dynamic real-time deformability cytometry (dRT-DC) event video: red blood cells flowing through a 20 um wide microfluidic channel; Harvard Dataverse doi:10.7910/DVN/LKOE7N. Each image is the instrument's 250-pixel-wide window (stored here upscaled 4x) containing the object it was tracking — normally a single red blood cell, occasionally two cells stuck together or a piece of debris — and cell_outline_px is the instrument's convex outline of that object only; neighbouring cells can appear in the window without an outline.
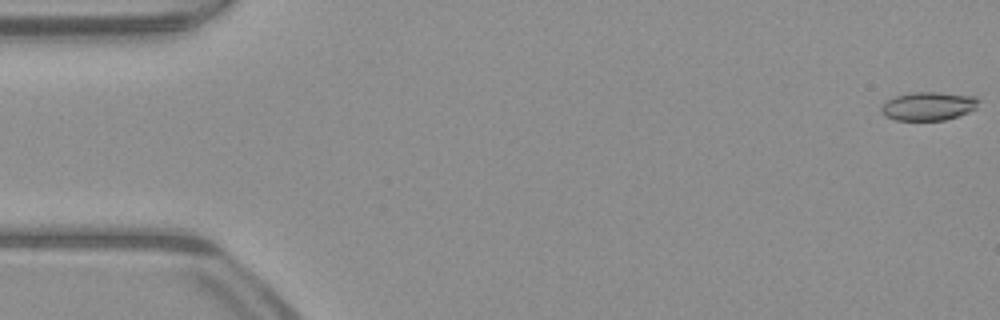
{"species": "common noctule bat (a hibernating species)", "species_latin": "Nyctalus noctula", "temperature_condition": "warm", "stored_images_in_passage": 15, "camera_frame_rate_fps": 3000, "um_per_image_px": 0.085, "animal": {"sex": "male", "body_mass_g": 23.1, "forearm_length_mm": 52.7}, "frame": {"image": 1, "passage_image": 1, "time_ms": 0.0, "image_size_px": [1000, 320], "cell_outline_px": [[980, 100], [976, 108], [960, 116], [944, 120], [896, 120], [884, 116], [880, 112], [880, 108], [888, 100], [896, 96], [912, 92], [940, 92], [976, 96]], "centroid_in_image_um": [78.93, 9.02], "position_along_channel_um": 6.1, "area_um2": 16.3}}
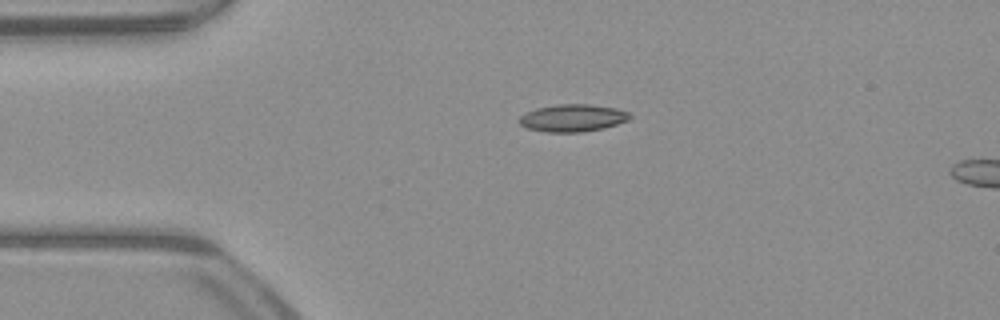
{"frame": {"image": 2, "passage_image": 12, "time_ms": 3.667, "image_size_px": [1000, 320], "cell_outline_px": [[632, 116], [628, 120], [604, 128], [580, 132], [544, 132], [528, 128], [520, 124], [516, 120], [520, 116], [536, 108], [556, 104], [588, 104], [616, 108], [628, 112]], "centroid_in_image_um": [48.66, 10.02], "position_along_channel_um": 36.3, "area_um2": 17.63}}